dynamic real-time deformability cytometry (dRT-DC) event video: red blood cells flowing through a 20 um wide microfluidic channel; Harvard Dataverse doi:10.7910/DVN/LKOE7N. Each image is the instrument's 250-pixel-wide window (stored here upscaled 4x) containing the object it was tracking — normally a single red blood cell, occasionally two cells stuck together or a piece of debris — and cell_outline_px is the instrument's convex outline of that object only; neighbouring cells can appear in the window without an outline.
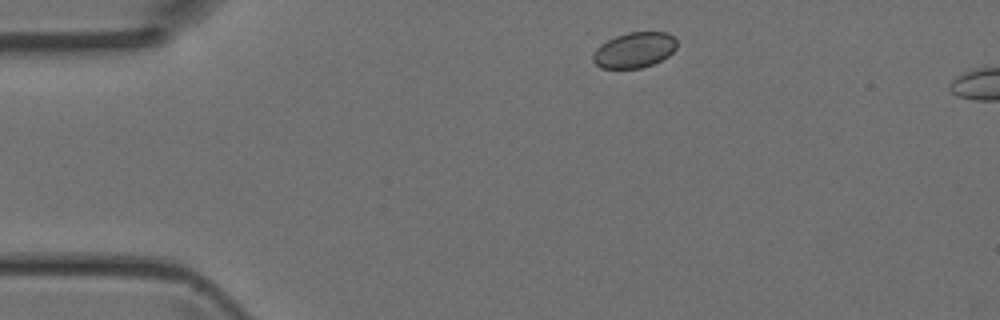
{"species": "Egyptian fruit bat (a non-hibernating species)", "species_latin": "Rousettus aegyptiacus", "temperature_condition": "room temperature", "stored_images_in_passage": 3, "camera_frame_rate_fps": 3000, "um_per_image_px": 0.085, "animal": {"sex": "female"}, "frame": {"image": 1, "passage_image": 1, "time_ms": 0.0, "image_size_px": [1000, 320], "cell_outline_px": [[676, 48], [668, 56], [652, 64], [640, 68], [600, 68], [592, 60], [592, 56], [596, 48], [600, 44], [616, 36], [628, 32], [668, 32], [676, 40]], "centroid_in_image_um": [53.9, 4.25], "position_along_channel_um": 31.1, "area_um2": 17.28}}